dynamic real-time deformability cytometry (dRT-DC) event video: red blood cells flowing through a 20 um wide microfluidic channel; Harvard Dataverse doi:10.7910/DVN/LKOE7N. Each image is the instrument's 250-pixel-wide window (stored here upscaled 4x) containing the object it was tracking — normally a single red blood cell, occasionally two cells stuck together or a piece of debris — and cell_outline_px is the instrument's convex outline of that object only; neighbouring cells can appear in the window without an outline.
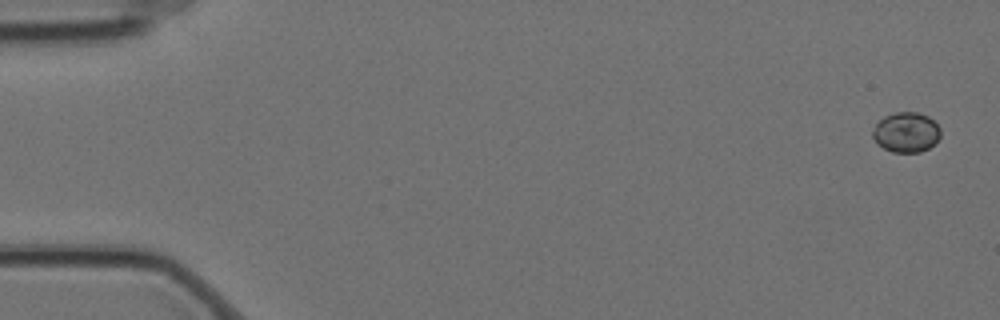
{"species": "Egyptian fruit bat (a non-hibernating species)", "species_latin": "Rousettus aegyptiacus", "temperature_condition": "cold", "stored_images_in_passage": 5, "camera_frame_rate_fps": 3000, "um_per_image_px": 0.085, "animal": {"sex": "female"}, "frame": {"image": 1, "passage_image": 1, "time_ms": 0.0, "image_size_px": [1000, 320], "cell_outline_px": [[940, 136], [936, 144], [920, 152], [892, 152], [884, 148], [872, 136], [872, 132], [876, 124], [884, 116], [896, 112], [916, 112], [928, 116], [940, 128]], "centroid_in_image_um": [77.05, 11.24], "position_along_channel_um": 8.0, "area_um2": 15.72}}
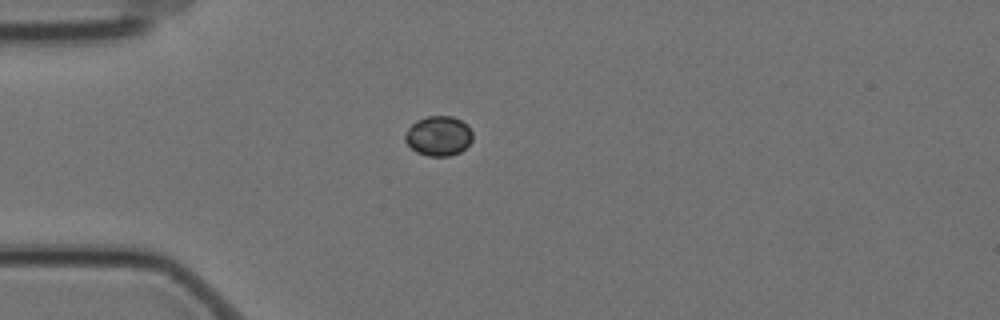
{"frame": {"image": 2, "passage_image": 5, "time_ms": 1.333, "image_size_px": [1000, 320], "cell_outline_px": [[472, 140], [460, 152], [448, 156], [428, 156], [416, 152], [404, 140], [404, 136], [408, 128], [416, 120], [428, 116], [452, 116], [460, 120], [472, 132]], "centroid_in_image_um": [37.25, 11.56], "position_along_channel_um": 47.8, "area_um2": 15.49}}